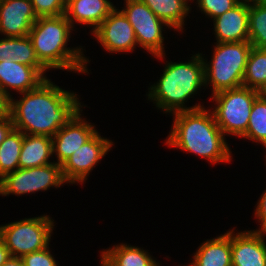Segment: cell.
<instances>
[{
	"mask_svg": "<svg viewBox=\"0 0 266 266\" xmlns=\"http://www.w3.org/2000/svg\"><path fill=\"white\" fill-rule=\"evenodd\" d=\"M249 3L241 0L232 9L214 18L213 32L216 43L249 41Z\"/></svg>",
	"mask_w": 266,
	"mask_h": 266,
	"instance_id": "15",
	"label": "cell"
},
{
	"mask_svg": "<svg viewBox=\"0 0 266 266\" xmlns=\"http://www.w3.org/2000/svg\"><path fill=\"white\" fill-rule=\"evenodd\" d=\"M118 8L116 7L91 35L107 53L133 54L138 47L135 32L127 17Z\"/></svg>",
	"mask_w": 266,
	"mask_h": 266,
	"instance_id": "11",
	"label": "cell"
},
{
	"mask_svg": "<svg viewBox=\"0 0 266 266\" xmlns=\"http://www.w3.org/2000/svg\"><path fill=\"white\" fill-rule=\"evenodd\" d=\"M65 184L61 165L54 162L41 167L19 168L6 174L0 179V195L20 197L45 192L51 187L56 190Z\"/></svg>",
	"mask_w": 266,
	"mask_h": 266,
	"instance_id": "9",
	"label": "cell"
},
{
	"mask_svg": "<svg viewBox=\"0 0 266 266\" xmlns=\"http://www.w3.org/2000/svg\"><path fill=\"white\" fill-rule=\"evenodd\" d=\"M13 128V122L9 114L0 117V144Z\"/></svg>",
	"mask_w": 266,
	"mask_h": 266,
	"instance_id": "31",
	"label": "cell"
},
{
	"mask_svg": "<svg viewBox=\"0 0 266 266\" xmlns=\"http://www.w3.org/2000/svg\"><path fill=\"white\" fill-rule=\"evenodd\" d=\"M249 4H256V3H266V0H245Z\"/></svg>",
	"mask_w": 266,
	"mask_h": 266,
	"instance_id": "35",
	"label": "cell"
},
{
	"mask_svg": "<svg viewBox=\"0 0 266 266\" xmlns=\"http://www.w3.org/2000/svg\"><path fill=\"white\" fill-rule=\"evenodd\" d=\"M197 248L191 263L178 266H232L231 229L203 241Z\"/></svg>",
	"mask_w": 266,
	"mask_h": 266,
	"instance_id": "18",
	"label": "cell"
},
{
	"mask_svg": "<svg viewBox=\"0 0 266 266\" xmlns=\"http://www.w3.org/2000/svg\"><path fill=\"white\" fill-rule=\"evenodd\" d=\"M256 203L253 215L257 223H259L258 226H260L258 229H253V231L266 233V188Z\"/></svg>",
	"mask_w": 266,
	"mask_h": 266,
	"instance_id": "30",
	"label": "cell"
},
{
	"mask_svg": "<svg viewBox=\"0 0 266 266\" xmlns=\"http://www.w3.org/2000/svg\"><path fill=\"white\" fill-rule=\"evenodd\" d=\"M240 1L241 0H191V3H194L193 7H197L198 13L201 12L205 15V18L207 17L209 20H213L232 9Z\"/></svg>",
	"mask_w": 266,
	"mask_h": 266,
	"instance_id": "27",
	"label": "cell"
},
{
	"mask_svg": "<svg viewBox=\"0 0 266 266\" xmlns=\"http://www.w3.org/2000/svg\"><path fill=\"white\" fill-rule=\"evenodd\" d=\"M61 87L46 78L36 88L18 94L19 100L11 97L9 115L14 129L24 134L53 137L86 107L77 92Z\"/></svg>",
	"mask_w": 266,
	"mask_h": 266,
	"instance_id": "1",
	"label": "cell"
},
{
	"mask_svg": "<svg viewBox=\"0 0 266 266\" xmlns=\"http://www.w3.org/2000/svg\"><path fill=\"white\" fill-rule=\"evenodd\" d=\"M45 79L35 67L8 58L0 62V88L9 98L36 88Z\"/></svg>",
	"mask_w": 266,
	"mask_h": 266,
	"instance_id": "16",
	"label": "cell"
},
{
	"mask_svg": "<svg viewBox=\"0 0 266 266\" xmlns=\"http://www.w3.org/2000/svg\"><path fill=\"white\" fill-rule=\"evenodd\" d=\"M37 17H55L65 14L66 0H30Z\"/></svg>",
	"mask_w": 266,
	"mask_h": 266,
	"instance_id": "28",
	"label": "cell"
},
{
	"mask_svg": "<svg viewBox=\"0 0 266 266\" xmlns=\"http://www.w3.org/2000/svg\"><path fill=\"white\" fill-rule=\"evenodd\" d=\"M12 59L17 63L35 67L45 78L49 70L39 61L28 35L0 38V62Z\"/></svg>",
	"mask_w": 266,
	"mask_h": 266,
	"instance_id": "20",
	"label": "cell"
},
{
	"mask_svg": "<svg viewBox=\"0 0 266 266\" xmlns=\"http://www.w3.org/2000/svg\"><path fill=\"white\" fill-rule=\"evenodd\" d=\"M50 247L24 255L22 257L26 266H59L55 255L51 253Z\"/></svg>",
	"mask_w": 266,
	"mask_h": 266,
	"instance_id": "29",
	"label": "cell"
},
{
	"mask_svg": "<svg viewBox=\"0 0 266 266\" xmlns=\"http://www.w3.org/2000/svg\"><path fill=\"white\" fill-rule=\"evenodd\" d=\"M170 116H173V124L165 145L201 157L212 165L231 162L230 144L208 106L175 112Z\"/></svg>",
	"mask_w": 266,
	"mask_h": 266,
	"instance_id": "2",
	"label": "cell"
},
{
	"mask_svg": "<svg viewBox=\"0 0 266 266\" xmlns=\"http://www.w3.org/2000/svg\"><path fill=\"white\" fill-rule=\"evenodd\" d=\"M2 266H26L23 259L11 256Z\"/></svg>",
	"mask_w": 266,
	"mask_h": 266,
	"instance_id": "34",
	"label": "cell"
},
{
	"mask_svg": "<svg viewBox=\"0 0 266 266\" xmlns=\"http://www.w3.org/2000/svg\"><path fill=\"white\" fill-rule=\"evenodd\" d=\"M76 31L65 14L55 17H39L33 24L28 37L39 61L50 71L62 70L90 75L88 64L91 59L85 56V46L67 47ZM84 47V48H83ZM85 51V52H84Z\"/></svg>",
	"mask_w": 266,
	"mask_h": 266,
	"instance_id": "4",
	"label": "cell"
},
{
	"mask_svg": "<svg viewBox=\"0 0 266 266\" xmlns=\"http://www.w3.org/2000/svg\"><path fill=\"white\" fill-rule=\"evenodd\" d=\"M153 13L179 36L185 31L186 18L191 13V0H142ZM190 3V4H189ZM185 22V23H184ZM181 33V34H180Z\"/></svg>",
	"mask_w": 266,
	"mask_h": 266,
	"instance_id": "22",
	"label": "cell"
},
{
	"mask_svg": "<svg viewBox=\"0 0 266 266\" xmlns=\"http://www.w3.org/2000/svg\"><path fill=\"white\" fill-rule=\"evenodd\" d=\"M261 92L247 87L221 91L210 96L216 124L226 137H241L246 133L255 99ZM211 106V107H210Z\"/></svg>",
	"mask_w": 266,
	"mask_h": 266,
	"instance_id": "6",
	"label": "cell"
},
{
	"mask_svg": "<svg viewBox=\"0 0 266 266\" xmlns=\"http://www.w3.org/2000/svg\"><path fill=\"white\" fill-rule=\"evenodd\" d=\"M243 86L261 93L266 90V49L252 46L243 77Z\"/></svg>",
	"mask_w": 266,
	"mask_h": 266,
	"instance_id": "23",
	"label": "cell"
},
{
	"mask_svg": "<svg viewBox=\"0 0 266 266\" xmlns=\"http://www.w3.org/2000/svg\"><path fill=\"white\" fill-rule=\"evenodd\" d=\"M113 0H66L65 16L72 27L77 24L89 27L92 33L116 8Z\"/></svg>",
	"mask_w": 266,
	"mask_h": 266,
	"instance_id": "17",
	"label": "cell"
},
{
	"mask_svg": "<svg viewBox=\"0 0 266 266\" xmlns=\"http://www.w3.org/2000/svg\"><path fill=\"white\" fill-rule=\"evenodd\" d=\"M165 57L166 53L153 57L163 61L165 65L160 78L148 87L145 95L148 101L153 102L156 109L166 115L205 107L203 102L187 105L194 101V96H199L196 94L201 89L206 90L204 61L200 52H196L186 61L174 62Z\"/></svg>",
	"mask_w": 266,
	"mask_h": 266,
	"instance_id": "3",
	"label": "cell"
},
{
	"mask_svg": "<svg viewBox=\"0 0 266 266\" xmlns=\"http://www.w3.org/2000/svg\"><path fill=\"white\" fill-rule=\"evenodd\" d=\"M262 145L266 151V94L261 93L254 101L246 133L241 137Z\"/></svg>",
	"mask_w": 266,
	"mask_h": 266,
	"instance_id": "25",
	"label": "cell"
},
{
	"mask_svg": "<svg viewBox=\"0 0 266 266\" xmlns=\"http://www.w3.org/2000/svg\"><path fill=\"white\" fill-rule=\"evenodd\" d=\"M10 98L0 88V117L9 114Z\"/></svg>",
	"mask_w": 266,
	"mask_h": 266,
	"instance_id": "32",
	"label": "cell"
},
{
	"mask_svg": "<svg viewBox=\"0 0 266 266\" xmlns=\"http://www.w3.org/2000/svg\"><path fill=\"white\" fill-rule=\"evenodd\" d=\"M114 146V141L101 136L99 131L62 165V175L68 184L82 185Z\"/></svg>",
	"mask_w": 266,
	"mask_h": 266,
	"instance_id": "10",
	"label": "cell"
},
{
	"mask_svg": "<svg viewBox=\"0 0 266 266\" xmlns=\"http://www.w3.org/2000/svg\"><path fill=\"white\" fill-rule=\"evenodd\" d=\"M24 133L12 129L0 144V179L19 169V157Z\"/></svg>",
	"mask_w": 266,
	"mask_h": 266,
	"instance_id": "24",
	"label": "cell"
},
{
	"mask_svg": "<svg viewBox=\"0 0 266 266\" xmlns=\"http://www.w3.org/2000/svg\"><path fill=\"white\" fill-rule=\"evenodd\" d=\"M123 1L120 10L134 29L138 47L146 50L151 57L165 54V29L172 28L159 19L142 0Z\"/></svg>",
	"mask_w": 266,
	"mask_h": 266,
	"instance_id": "8",
	"label": "cell"
},
{
	"mask_svg": "<svg viewBox=\"0 0 266 266\" xmlns=\"http://www.w3.org/2000/svg\"><path fill=\"white\" fill-rule=\"evenodd\" d=\"M55 222L46 213L1 224L0 239L11 256L22 258L24 255L43 250L51 245Z\"/></svg>",
	"mask_w": 266,
	"mask_h": 266,
	"instance_id": "7",
	"label": "cell"
},
{
	"mask_svg": "<svg viewBox=\"0 0 266 266\" xmlns=\"http://www.w3.org/2000/svg\"><path fill=\"white\" fill-rule=\"evenodd\" d=\"M148 251L122 242L101 250L99 261L101 266H161Z\"/></svg>",
	"mask_w": 266,
	"mask_h": 266,
	"instance_id": "19",
	"label": "cell"
},
{
	"mask_svg": "<svg viewBox=\"0 0 266 266\" xmlns=\"http://www.w3.org/2000/svg\"><path fill=\"white\" fill-rule=\"evenodd\" d=\"M11 257L9 250L0 239V266H2Z\"/></svg>",
	"mask_w": 266,
	"mask_h": 266,
	"instance_id": "33",
	"label": "cell"
},
{
	"mask_svg": "<svg viewBox=\"0 0 266 266\" xmlns=\"http://www.w3.org/2000/svg\"><path fill=\"white\" fill-rule=\"evenodd\" d=\"M264 152H265V154H266V151H264ZM264 158H265V160H264V161H265V166H266V155H265V157H264Z\"/></svg>",
	"mask_w": 266,
	"mask_h": 266,
	"instance_id": "36",
	"label": "cell"
},
{
	"mask_svg": "<svg viewBox=\"0 0 266 266\" xmlns=\"http://www.w3.org/2000/svg\"><path fill=\"white\" fill-rule=\"evenodd\" d=\"M37 19L30 0H0V37H24Z\"/></svg>",
	"mask_w": 266,
	"mask_h": 266,
	"instance_id": "14",
	"label": "cell"
},
{
	"mask_svg": "<svg viewBox=\"0 0 266 266\" xmlns=\"http://www.w3.org/2000/svg\"><path fill=\"white\" fill-rule=\"evenodd\" d=\"M236 231L232 227V266H266V233Z\"/></svg>",
	"mask_w": 266,
	"mask_h": 266,
	"instance_id": "13",
	"label": "cell"
},
{
	"mask_svg": "<svg viewBox=\"0 0 266 266\" xmlns=\"http://www.w3.org/2000/svg\"><path fill=\"white\" fill-rule=\"evenodd\" d=\"M211 60L201 52L204 61L205 89L211 96L243 86V77L252 45L249 41L216 43Z\"/></svg>",
	"mask_w": 266,
	"mask_h": 266,
	"instance_id": "5",
	"label": "cell"
},
{
	"mask_svg": "<svg viewBox=\"0 0 266 266\" xmlns=\"http://www.w3.org/2000/svg\"><path fill=\"white\" fill-rule=\"evenodd\" d=\"M52 158V137L24 134L19 157V168L26 169L45 166L55 162Z\"/></svg>",
	"mask_w": 266,
	"mask_h": 266,
	"instance_id": "21",
	"label": "cell"
},
{
	"mask_svg": "<svg viewBox=\"0 0 266 266\" xmlns=\"http://www.w3.org/2000/svg\"><path fill=\"white\" fill-rule=\"evenodd\" d=\"M249 42L266 49V3L249 4Z\"/></svg>",
	"mask_w": 266,
	"mask_h": 266,
	"instance_id": "26",
	"label": "cell"
},
{
	"mask_svg": "<svg viewBox=\"0 0 266 266\" xmlns=\"http://www.w3.org/2000/svg\"><path fill=\"white\" fill-rule=\"evenodd\" d=\"M81 108L73 118L52 137L53 159L62 165L75 151L89 141L97 132L96 125L82 114Z\"/></svg>",
	"mask_w": 266,
	"mask_h": 266,
	"instance_id": "12",
	"label": "cell"
}]
</instances>
